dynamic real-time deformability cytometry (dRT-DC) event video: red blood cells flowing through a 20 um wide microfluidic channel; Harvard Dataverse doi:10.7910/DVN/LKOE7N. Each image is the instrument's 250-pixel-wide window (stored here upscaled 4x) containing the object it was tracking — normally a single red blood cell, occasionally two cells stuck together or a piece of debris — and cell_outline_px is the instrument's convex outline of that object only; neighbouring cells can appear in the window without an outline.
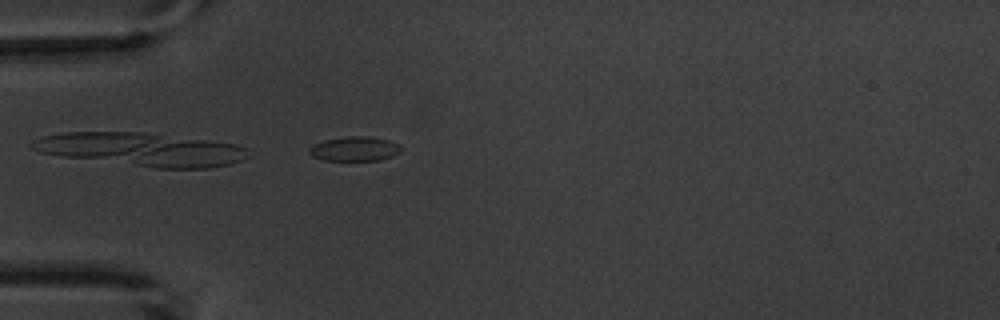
{"species": "common noctule bat (a hibernating species)", "species_latin": "Nyctalus noctula", "temperature_condition": "warm", "stored_images_in_passage": 2, "camera_frame_rate_fps": 3000, "um_per_image_px": 0.085, "animal": {"sex": "male", "body_mass_g": 20.1, "forearm_length_mm": 53.5}, "frame": {"image": 1, "passage_image": 2, "time_ms": 1.333, "image_size_px": [1000, 320], "cell_outline_px": [[404, 148], [400, 152], [392, 156], [380, 160], [324, 160], [312, 156], [308, 152], [308, 148], [324, 140], [348, 136], [368, 136], [388, 140], [400, 144]], "centroid_in_image_um": [30.18, 12.65], "position_along_channel_um": 54.8, "area_um2": 13.12}}